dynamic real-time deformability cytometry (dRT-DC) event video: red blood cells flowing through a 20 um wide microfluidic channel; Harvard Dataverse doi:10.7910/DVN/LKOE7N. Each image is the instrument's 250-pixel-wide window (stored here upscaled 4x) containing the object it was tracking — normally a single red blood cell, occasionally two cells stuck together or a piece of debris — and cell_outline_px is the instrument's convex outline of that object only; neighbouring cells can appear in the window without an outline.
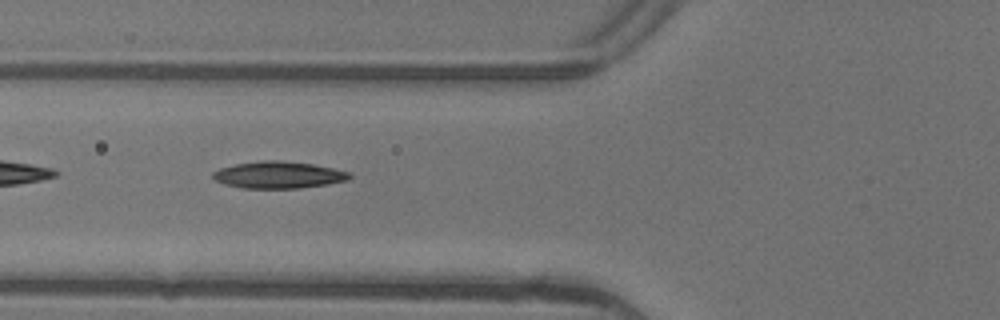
{"species": "common noctule bat (a hibernating species)", "species_latin": "Nyctalus noctula", "temperature_condition": "warm", "stored_images_in_passage": 6, "camera_frame_rate_fps": 3000, "um_per_image_px": 0.085, "animal": {"sex": "female"}, "frame": {"image": 1, "passage_image": 4, "time_ms": 1.0, "image_size_px": [1000, 320], "cell_outline_px": [[352, 176], [348, 180], [328, 184], [300, 188], [244, 188], [224, 184], [216, 180], [212, 176], [212, 172], [220, 168], [236, 164], [260, 160], [280, 160], [312, 164], [352, 172]], "centroid_in_image_um": [23.69, 14.86], "position_along_channel_um": 102.1, "area_um2": 21.44}}
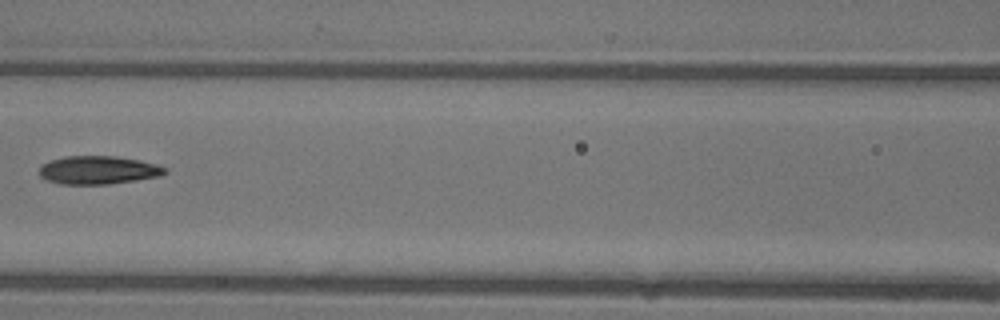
{"frame": {"image": 2, "passage_image": 5, "time_ms": 1.333, "image_size_px": [1000, 320], "cell_outline_px": [[168, 172], [160, 176], [136, 180], [108, 184], [60, 184], [48, 180], [40, 176], [40, 164], [52, 160], [68, 156], [116, 156], [140, 160], [156, 164], [168, 168]], "centroid_in_image_um": [8.38, 14.45], "position_along_channel_um": 158.2, "area_um2": 20.69}}
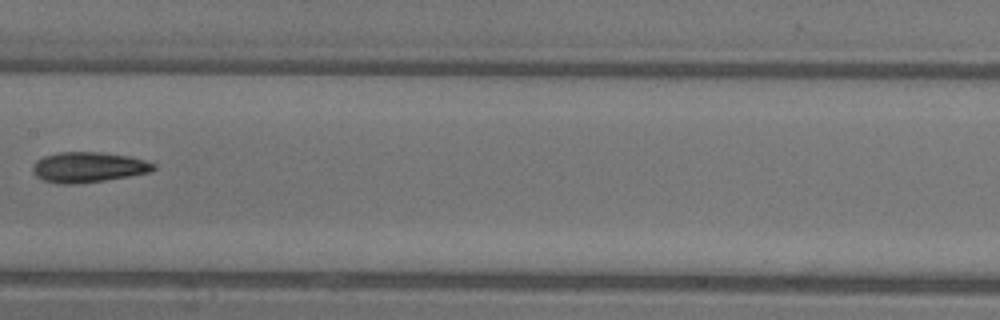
{"frame": {"image": 3, "passage_image": 6, "time_ms": 1.667, "image_size_px": [1000, 320], "cell_outline_px": [[156, 168], [152, 172], [104, 180], [76, 184], [60, 184], [44, 180], [36, 176], [32, 172], [32, 164], [36, 160], [44, 156], [60, 152], [100, 152], [128, 156], [144, 160], [156, 164]], "centroid_in_image_um": [7.49, 14.21], "position_along_channel_um": 199.9, "area_um2": 21.39}}